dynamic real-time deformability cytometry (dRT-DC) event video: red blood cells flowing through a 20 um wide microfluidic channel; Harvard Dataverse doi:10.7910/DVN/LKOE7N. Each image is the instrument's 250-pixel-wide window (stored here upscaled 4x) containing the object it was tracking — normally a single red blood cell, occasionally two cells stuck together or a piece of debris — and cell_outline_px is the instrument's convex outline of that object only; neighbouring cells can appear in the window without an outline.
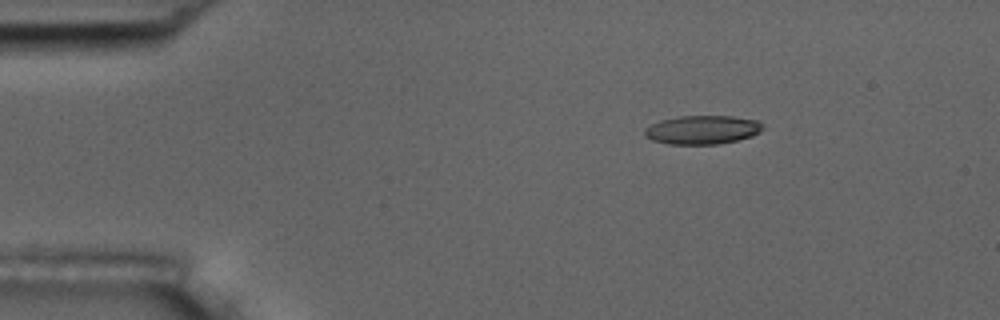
{"species": "common noctule bat (a hibernating species)", "species_latin": "Nyctalus noctula", "temperature_condition": "room temperature", "stored_images_in_passage": 3, "camera_frame_rate_fps": 3000, "um_per_image_px": 0.085, "animal": {"sex": "male", "body_mass_g": 17.5, "forearm_length_mm": 52.3}, "frame": {"image": 1, "passage_image": 1, "time_ms": 0.0, "image_size_px": [1000, 320], "cell_outline_px": [[764, 128], [760, 132], [752, 136], [720, 144], [668, 144], [652, 140], [644, 136], [644, 128], [660, 120], [680, 116], [732, 116], [756, 120], [764, 124]], "centroid_in_image_um": [59.7, 11.03], "position_along_channel_um": 25.3, "area_um2": 19.88}}